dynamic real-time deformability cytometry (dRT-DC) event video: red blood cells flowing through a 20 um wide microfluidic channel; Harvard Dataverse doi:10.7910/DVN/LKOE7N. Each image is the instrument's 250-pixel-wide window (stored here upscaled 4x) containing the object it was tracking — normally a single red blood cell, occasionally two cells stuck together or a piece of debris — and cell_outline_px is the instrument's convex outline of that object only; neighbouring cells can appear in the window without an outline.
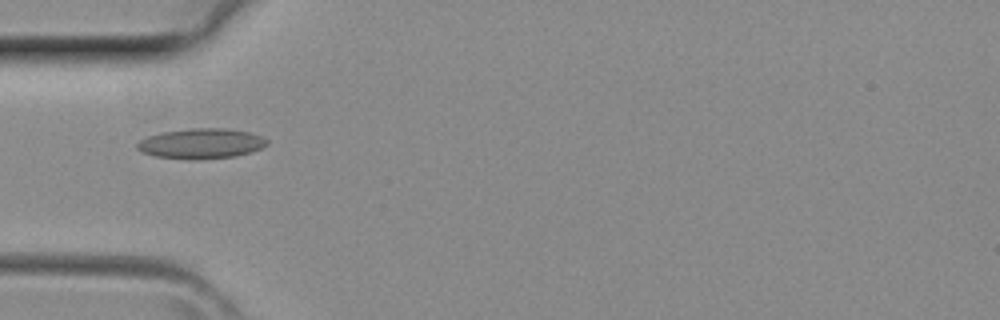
{"species": "common noctule bat (a hibernating species)", "species_latin": "Nyctalus noctula", "temperature_condition": "room temperature", "stored_images_in_passage": 5, "camera_frame_rate_fps": 3000, "um_per_image_px": 0.085, "animal": {"sex": "female", "body_mass_g": 29.2, "forearm_length_mm": 56.3}, "frame": {"image": 1, "passage_image": 4, "time_ms": 1.0, "image_size_px": [1000, 320], "cell_outline_px": [[268, 144], [252, 152], [236, 156], [196, 160], [188, 160], [156, 156], [144, 152], [136, 148], [136, 144], [140, 140], [148, 136], [160, 132], [192, 128], [224, 128], [248, 132], [260, 136], [268, 140]], "centroid_in_image_um": [17.09, 12.21], "position_along_channel_um": 67.9, "area_um2": 22.89}}
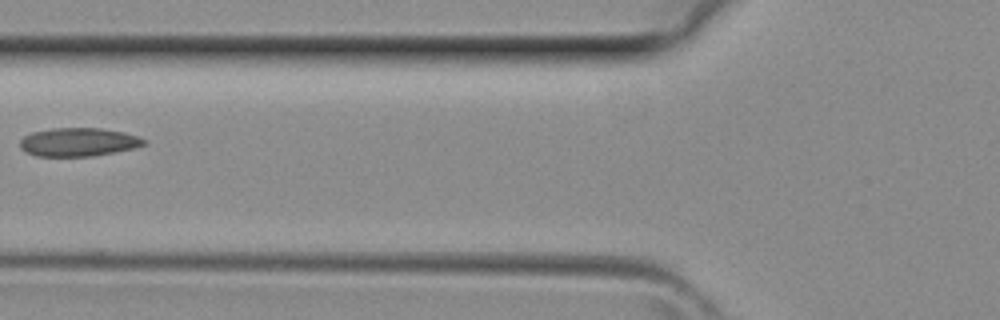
{"frame": {"image": 2, "passage_image": 5, "time_ms": 1.333, "image_size_px": [1000, 320], "cell_outline_px": [[148, 144], [132, 148], [92, 156], [36, 156], [20, 148], [20, 140], [24, 136], [32, 132], [52, 128], [100, 128], [124, 132], [148, 140]], "centroid_in_image_um": [6.67, 12.07], "position_along_channel_um": 119.1, "area_um2": 20.46}}